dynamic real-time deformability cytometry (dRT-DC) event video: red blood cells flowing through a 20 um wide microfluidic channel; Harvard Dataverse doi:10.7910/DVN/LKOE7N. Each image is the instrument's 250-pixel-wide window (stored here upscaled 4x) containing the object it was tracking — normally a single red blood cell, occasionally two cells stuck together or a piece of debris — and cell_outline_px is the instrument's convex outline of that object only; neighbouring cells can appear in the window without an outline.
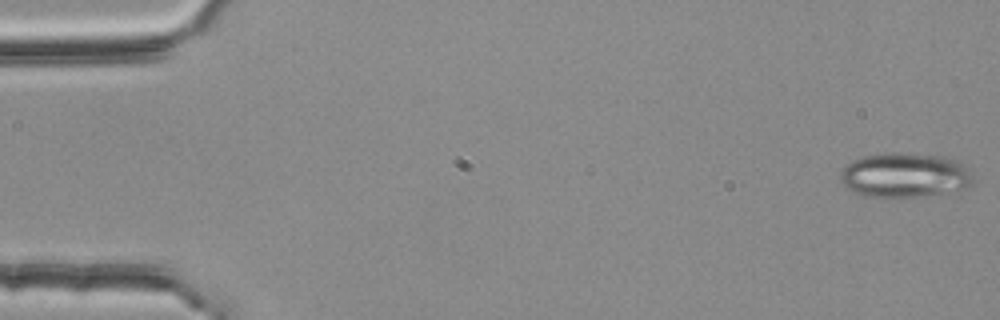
{"species": "common noctule bat (a hibernating species)", "species_latin": "Nyctalus noctula", "temperature_condition": "room temperature", "stored_images_in_passage": 54, "camera_frame_rate_fps": 3000, "um_per_image_px": 0.085, "animal": {"sex": "female", "body_mass_g": 25.1}, "frame": {"image": 1, "passage_image": 1, "time_ms": 0.0, "image_size_px": [1000, 320], "cell_outline_px": [[972, 184], [956, 192], [924, 196], [864, 196], [848, 188], [840, 180], [840, 168], [852, 160], [860, 156], [884, 152], [896, 152], [940, 156], [956, 160], [964, 164], [968, 168], [972, 176]], "centroid_in_image_um": [76.9, 14.87], "position_along_channel_um": 8.1, "area_um2": 34.8}}
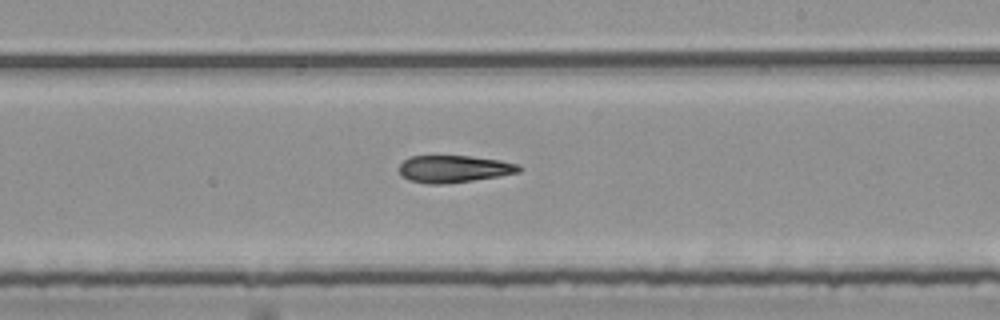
{"frame": {"image": 2, "passage_image": 32, "time_ms": 10.333, "image_size_px": [1000, 320], "cell_outline_px": [[520, 172], [500, 176], [444, 184], [428, 184], [408, 180], [400, 172], [400, 164], [408, 156], [472, 156], [500, 160], [520, 164]], "centroid_in_image_um": [38.6, 14.35], "position_along_channel_um": 250.4, "area_um2": 18.96}}
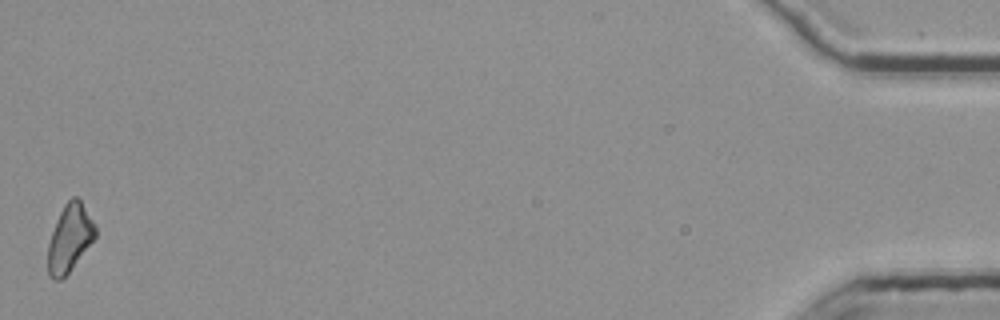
{"frame": {"image": 3, "passage_image": 54, "time_ms": 17.667, "image_size_px": [1000, 320], "cell_outline_px": [[96, 236], [68, 272], [60, 280], [52, 280], [48, 276], [48, 244], [56, 220], [64, 204], [72, 196], [76, 196], [80, 200], [96, 224]], "centroid_in_image_um": [5.91, 20.22], "position_along_channel_um": 429.3, "area_um2": 18.44}}